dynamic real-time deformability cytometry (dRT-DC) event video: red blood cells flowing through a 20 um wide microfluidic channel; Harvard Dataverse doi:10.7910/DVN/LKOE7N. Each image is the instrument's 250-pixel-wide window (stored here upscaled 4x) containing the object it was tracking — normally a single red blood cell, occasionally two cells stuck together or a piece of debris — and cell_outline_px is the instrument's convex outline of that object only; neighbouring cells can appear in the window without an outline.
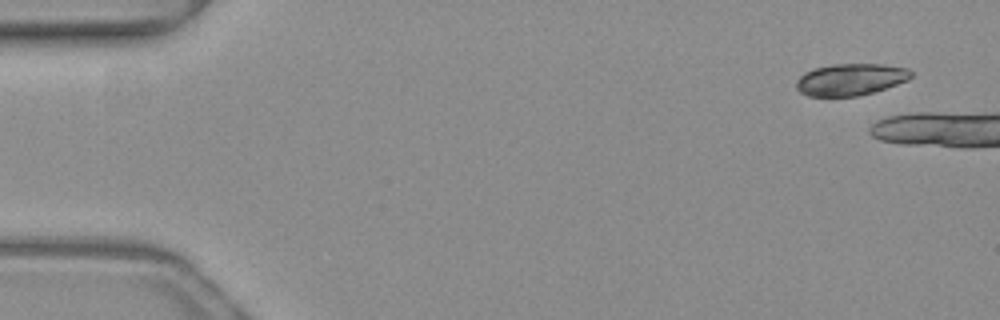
{"species": "common noctule bat (a hibernating species)", "species_latin": "Nyctalus noctula", "temperature_condition": "warm", "stored_images_in_passage": 6, "camera_frame_rate_fps": 3000, "um_per_image_px": 0.085, "animal": {"sex": "female", "body_mass_g": 19.3, "forearm_length_mm": 54.1}, "frame": {"image": 1, "passage_image": 1, "time_ms": 0.0, "image_size_px": [1000, 320], "cell_outline_px": [[912, 76], [908, 80], [872, 92], [856, 96], [808, 96], [800, 92], [796, 88], [796, 80], [804, 72], [816, 68], [832, 64], [884, 64], [908, 68], [912, 72]], "centroid_in_image_um": [72.28, 6.74], "position_along_channel_um": 12.7, "area_um2": 21.21}}